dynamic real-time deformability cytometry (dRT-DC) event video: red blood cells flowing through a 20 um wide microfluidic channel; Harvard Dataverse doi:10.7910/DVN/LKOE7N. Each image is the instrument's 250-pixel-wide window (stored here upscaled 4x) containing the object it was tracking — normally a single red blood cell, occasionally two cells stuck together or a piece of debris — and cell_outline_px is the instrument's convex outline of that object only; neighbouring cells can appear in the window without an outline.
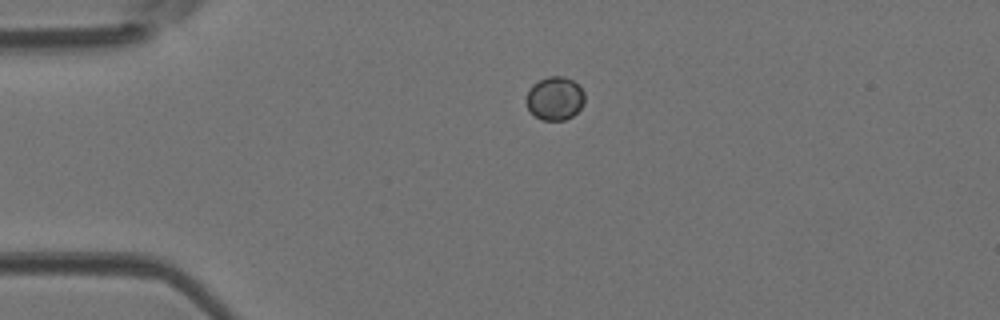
{"species": "Egyptian fruit bat (a non-hibernating species)", "species_latin": "Rousettus aegyptiacus", "temperature_condition": "room temperature", "stored_images_in_passage": 7, "camera_frame_rate_fps": 3000, "um_per_image_px": 0.085, "animal": {"sex": "female"}, "frame": {"image": 1, "passage_image": 1, "time_ms": 0.0, "image_size_px": [1000, 320], "cell_outline_px": [[584, 104], [572, 116], [564, 120], [540, 120], [528, 108], [524, 100], [532, 84], [548, 76], [564, 76], [572, 80], [584, 92]], "centroid_in_image_um": [47.15, 8.36], "position_along_channel_um": 37.9, "area_um2": 14.74}}
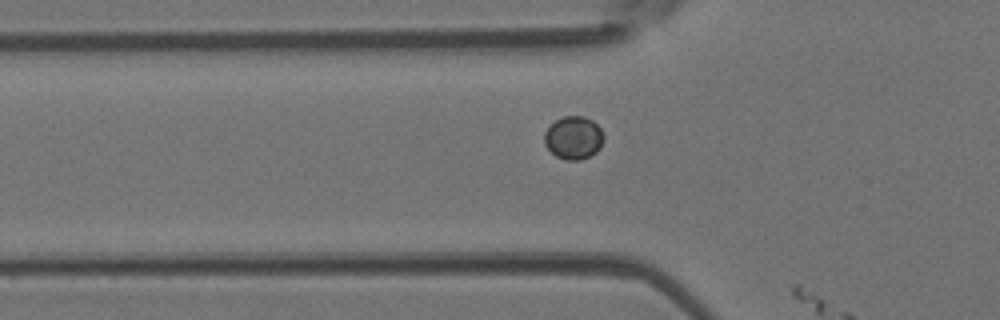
{"frame": {"image": 2, "passage_image": 6, "time_ms": 1.667, "image_size_px": [1000, 320], "cell_outline_px": [[604, 140], [600, 148], [596, 152], [580, 160], [568, 160], [556, 156], [544, 144], [544, 132], [556, 120], [564, 116], [584, 116], [592, 120], [600, 128], [604, 136]], "centroid_in_image_um": [48.76, 11.7], "position_along_channel_um": 77.0, "area_um2": 14.8}}